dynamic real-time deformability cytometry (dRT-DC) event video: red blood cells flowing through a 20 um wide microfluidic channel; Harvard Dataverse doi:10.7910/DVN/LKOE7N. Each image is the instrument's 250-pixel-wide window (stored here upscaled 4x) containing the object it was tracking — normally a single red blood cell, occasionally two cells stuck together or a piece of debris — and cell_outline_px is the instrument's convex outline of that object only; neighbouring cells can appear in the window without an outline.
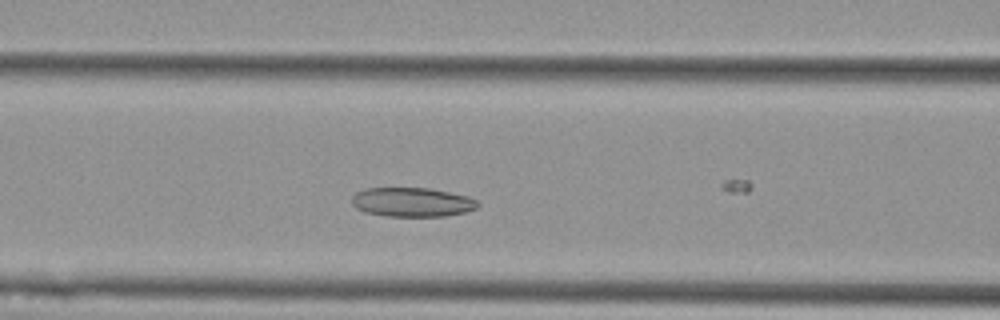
{"species": "Egyptian fruit bat (a non-hibernating species)", "species_latin": "Rousettus aegyptiacus", "temperature_condition": "cold", "stored_images_in_passage": 22, "camera_frame_rate_fps": 3000, "um_per_image_px": 0.085, "animal": {"sex": "female"}, "frame": {"image": 1, "passage_image": 12, "time_ms": 3.667, "image_size_px": [1000, 320], "cell_outline_px": [[480, 204], [476, 208], [464, 212], [444, 216], [388, 216], [364, 212], [356, 208], [352, 204], [352, 196], [356, 192], [364, 188], [428, 188], [468, 196], [476, 200]], "centroid_in_image_um": [35.0, 17.18], "position_along_channel_um": 131.6, "area_um2": 21.39}}
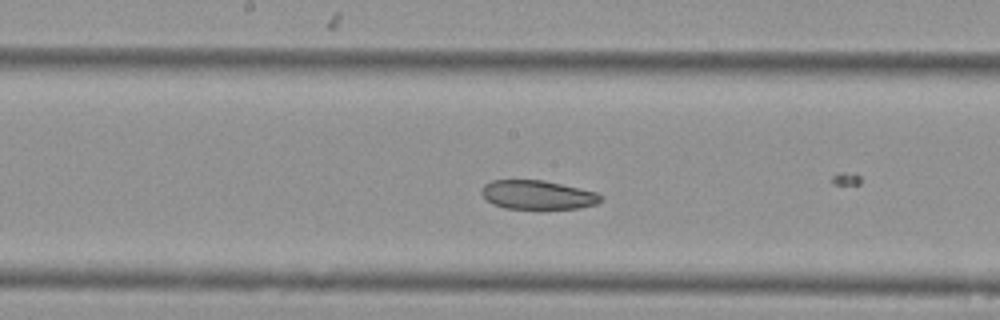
{"frame": {"image": 2, "passage_image": 18, "time_ms": 5.667, "image_size_px": [1000, 320], "cell_outline_px": [[604, 200], [596, 204], [580, 208], [504, 208], [492, 204], [484, 200], [480, 192], [484, 184], [492, 180], [544, 180], [580, 188], [596, 192], [604, 196]], "centroid_in_image_um": [45.69, 16.56], "position_along_channel_um": 202.5, "area_um2": 20.29}}
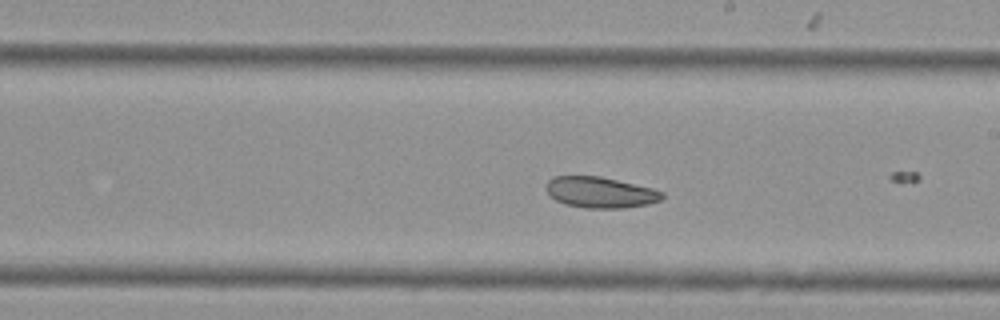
{"frame": {"image": 3, "passage_image": 21, "time_ms": 6.667, "image_size_px": [1000, 320], "cell_outline_px": [[664, 196], [660, 200], [648, 204], [624, 208], [588, 208], [564, 204], [556, 200], [544, 188], [548, 180], [552, 176], [600, 176], [652, 188], [664, 192]], "centroid_in_image_um": [51.01, 16.35], "position_along_channel_um": 238.0, "area_um2": 20.92}}